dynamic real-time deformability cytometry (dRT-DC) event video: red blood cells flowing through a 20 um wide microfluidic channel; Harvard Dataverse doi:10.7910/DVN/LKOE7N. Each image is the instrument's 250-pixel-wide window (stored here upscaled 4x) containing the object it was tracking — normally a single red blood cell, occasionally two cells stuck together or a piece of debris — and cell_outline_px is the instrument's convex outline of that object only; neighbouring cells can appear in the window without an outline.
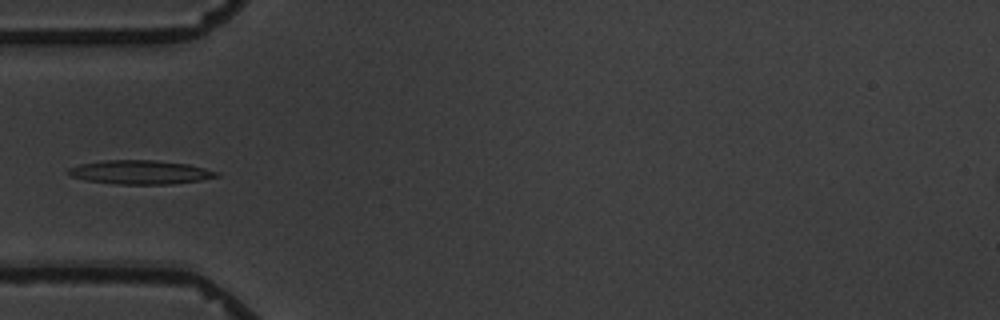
{"species": "common noctule bat (a hibernating species)", "species_latin": "Nyctalus noctula", "temperature_condition": "warm", "stored_images_in_passage": 6, "camera_frame_rate_fps": 3000, "um_per_image_px": 0.085, "animal": {"sex": "male", "body_mass_g": 19.5, "forearm_length_mm": 54.6}, "frame": {"image": 1, "passage_image": 3, "time_ms": 2.333, "image_size_px": [1000, 320], "cell_outline_px": [[220, 176], [200, 180], [172, 184], [116, 184], [84, 180], [72, 176], [68, 172], [68, 168], [80, 164], [104, 160], [156, 160], [188, 164], [220, 172]], "centroid_in_image_um": [11.94, 14.64], "position_along_channel_um": 73.1, "area_um2": 20.63}}
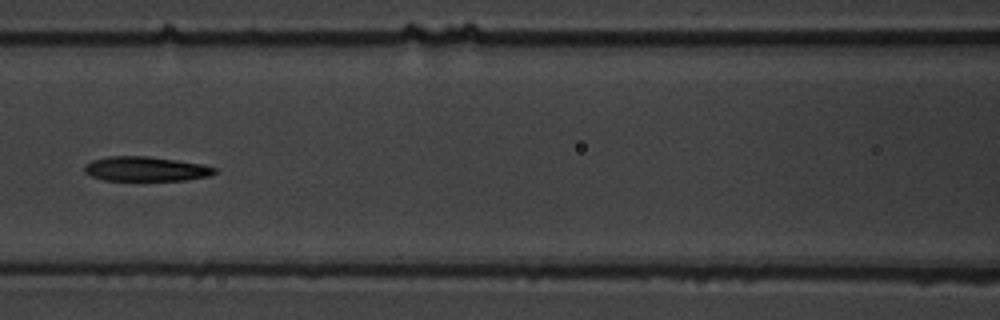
{"frame": {"image": 2, "passage_image": 5, "time_ms": 4.667, "image_size_px": [1000, 320], "cell_outline_px": [[216, 172], [212, 176], [184, 180], [104, 180], [92, 176], [84, 172], [84, 164], [92, 160], [108, 156], [148, 156], [176, 160], [200, 164], [216, 168]], "centroid_in_image_um": [12.37, 14.35], "position_along_channel_um": 154.2, "area_um2": 18.61}}
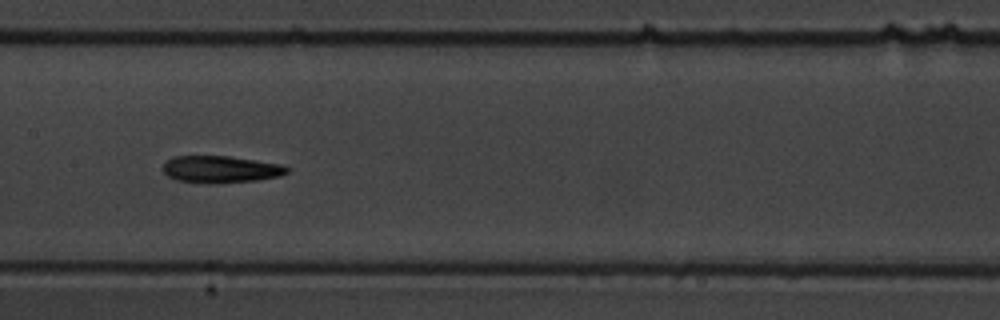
{"frame": {"image": 3, "passage_image": 6, "time_ms": 5.667, "image_size_px": [1000, 320], "cell_outline_px": [[288, 172], [280, 176], [256, 180], [204, 184], [176, 180], [168, 176], [164, 172], [164, 164], [172, 156], [228, 156], [284, 164], [288, 168]], "centroid_in_image_um": [18.76, 14.39], "position_along_channel_um": 188.6, "area_um2": 19.54}}